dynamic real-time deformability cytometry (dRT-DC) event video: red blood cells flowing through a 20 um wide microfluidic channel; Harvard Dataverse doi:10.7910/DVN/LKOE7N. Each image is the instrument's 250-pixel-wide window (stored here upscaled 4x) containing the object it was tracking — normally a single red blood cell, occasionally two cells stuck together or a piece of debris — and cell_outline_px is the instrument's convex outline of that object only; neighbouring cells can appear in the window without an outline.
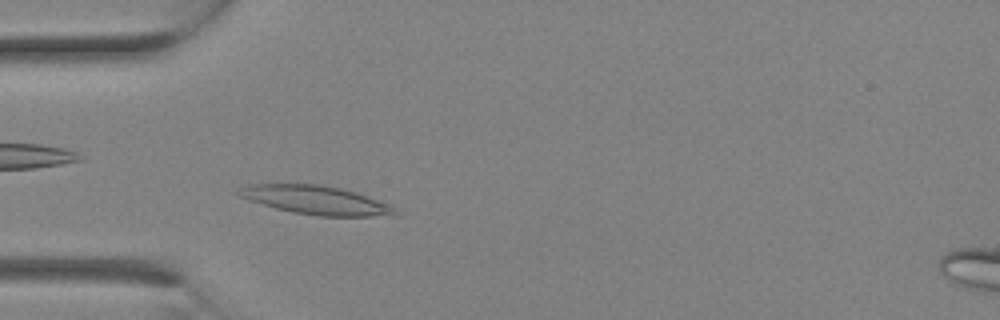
{"species": "Egyptian fruit bat (a non-hibernating species)", "species_latin": "Rousettus aegyptiacus", "temperature_condition": "room temperature", "stored_images_in_passage": 5, "camera_frame_rate_fps": 3000, "um_per_image_px": 0.085, "animal": {"sex": "female"}, "frame": {"image": 1, "passage_image": 5, "time_ms": 1.333, "image_size_px": [1000, 320], "cell_outline_px": [[400, 212], [392, 216], [316, 216], [292, 212], [276, 208], [248, 200], [232, 192], [248, 184], [320, 184], [340, 188], [356, 192], [392, 204]], "centroid_in_image_um": [26.88, 17.01], "position_along_channel_um": 58.1, "area_um2": 26.47}}